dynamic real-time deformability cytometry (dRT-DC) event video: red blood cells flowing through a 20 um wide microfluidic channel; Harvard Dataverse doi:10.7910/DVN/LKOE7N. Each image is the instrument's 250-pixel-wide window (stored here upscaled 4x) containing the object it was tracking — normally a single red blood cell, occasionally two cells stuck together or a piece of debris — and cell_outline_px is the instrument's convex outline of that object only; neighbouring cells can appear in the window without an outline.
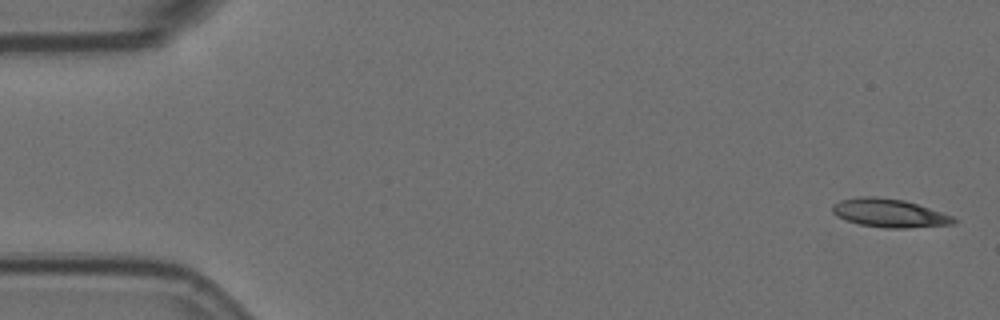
{"species": "Egyptian fruit bat (a non-hibernating species)", "species_latin": "Rousettus aegyptiacus", "temperature_condition": "room temperature", "stored_images_in_passage": 5, "camera_frame_rate_fps": 3000, "um_per_image_px": 0.085, "animal": {"sex": "female"}, "frame": {"image": 1, "passage_image": 1, "time_ms": 0.0, "image_size_px": [1000, 320], "cell_outline_px": [[956, 220], [952, 224], [908, 228], [884, 228], [860, 224], [836, 216], [832, 212], [832, 204], [840, 200], [860, 196], [872, 196], [904, 200], [952, 216]], "centroid_in_image_um": [75.54, 18.11], "position_along_channel_um": 9.5, "area_um2": 19.83}}
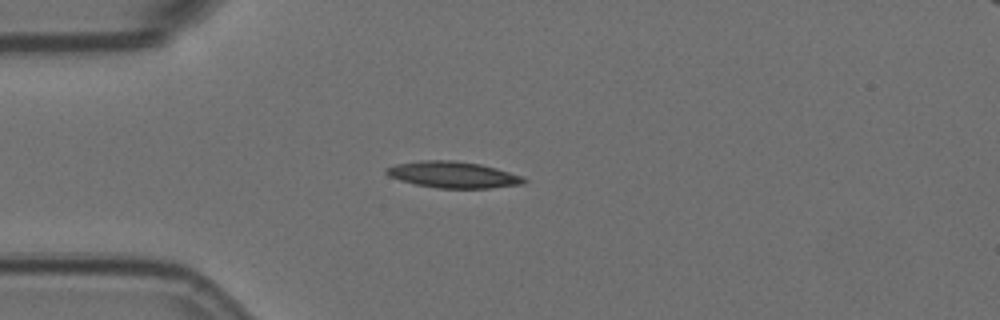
{"frame": {"image": 2, "passage_image": 5, "time_ms": 1.333, "image_size_px": [1000, 320], "cell_outline_px": [[528, 180], [524, 184], [488, 188], [436, 188], [416, 184], [400, 180], [388, 176], [384, 172], [384, 168], [396, 164], [420, 160], [456, 160], [480, 164], [496, 168], [520, 176]], "centroid_in_image_um": [38.47, 14.84], "position_along_channel_um": 46.5, "area_um2": 21.15}}